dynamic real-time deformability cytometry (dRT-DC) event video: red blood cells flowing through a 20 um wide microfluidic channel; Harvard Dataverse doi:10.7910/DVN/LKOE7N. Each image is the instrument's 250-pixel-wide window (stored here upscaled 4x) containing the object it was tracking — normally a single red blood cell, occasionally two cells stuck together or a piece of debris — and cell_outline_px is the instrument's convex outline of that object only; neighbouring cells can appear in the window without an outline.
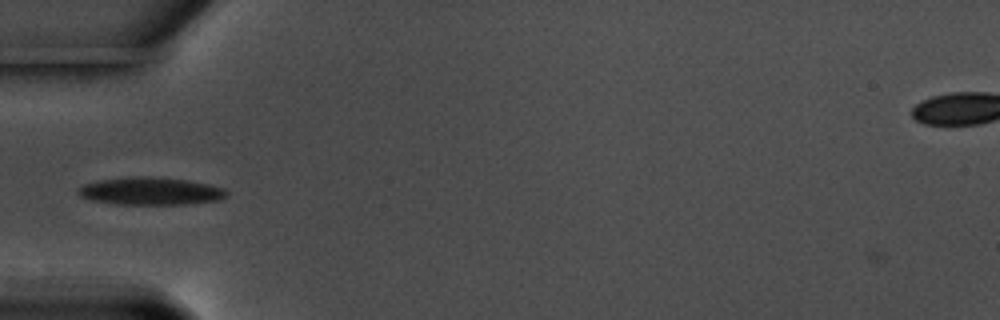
{"species": "common noctule bat (a hibernating species)", "species_latin": "Nyctalus noctula", "temperature_condition": "warm", "stored_images_in_passage": 24, "camera_frame_rate_fps": 3000, "um_per_image_px": 0.085, "animal": {"sex": "male", "body_mass_g": 17.5, "forearm_length_mm": 52.3}, "frame": {"image": 1, "passage_image": 4, "time_ms": 1.0, "image_size_px": [1000, 320], "cell_outline_px": [[228, 196], [220, 200], [188, 204], [116, 204], [92, 200], [80, 196], [76, 192], [76, 188], [84, 184], [100, 180], [140, 176], [148, 176], [188, 180], [208, 184], [224, 188], [228, 192]], "centroid_in_image_um": [12.81, 16.25], "position_along_channel_um": 72.2, "area_um2": 23.93}}
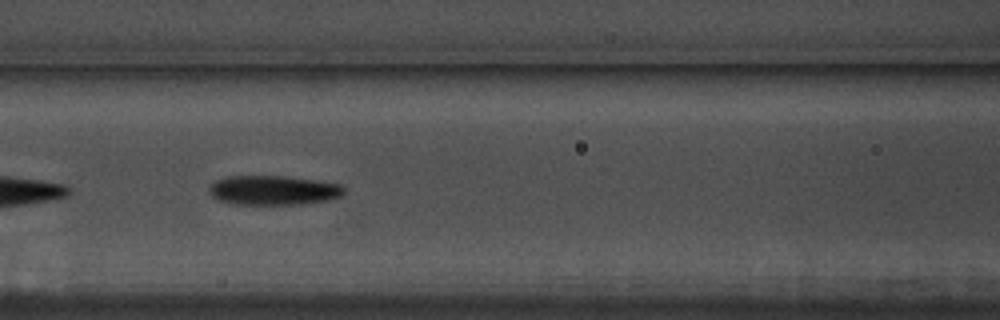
{"frame": {"image": 2, "passage_image": 10, "time_ms": 3.0, "image_size_px": [1000, 320], "cell_outline_px": [[344, 192], [340, 196], [328, 200], [300, 204], [232, 204], [220, 200], [212, 196], [208, 188], [216, 180], [228, 176], [284, 176], [316, 180], [340, 184], [344, 188]], "centroid_in_image_um": [23.23, 16.17], "position_along_channel_um": 143.4, "area_um2": 23.0}}
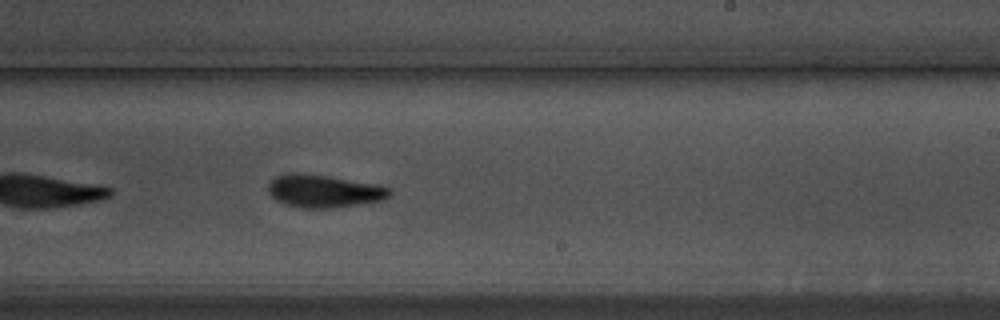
{"frame": {"image": 3, "passage_image": 20, "time_ms": 6.333, "image_size_px": [1000, 320], "cell_outline_px": [[392, 192], [384, 200], [328, 208], [304, 208], [284, 204], [276, 200], [268, 192], [268, 184], [276, 176], [288, 172], [296, 172], [328, 176], [376, 184], [392, 188]], "centroid_in_image_um": [27.51, 16.23], "position_along_channel_um": 261.5, "area_um2": 23.12}}